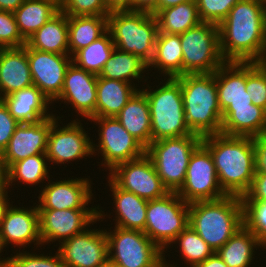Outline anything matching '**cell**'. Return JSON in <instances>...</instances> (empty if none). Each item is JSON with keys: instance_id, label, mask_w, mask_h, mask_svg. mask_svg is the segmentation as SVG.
<instances>
[{"instance_id": "ac0fdd59", "label": "cell", "mask_w": 266, "mask_h": 267, "mask_svg": "<svg viewBox=\"0 0 266 267\" xmlns=\"http://www.w3.org/2000/svg\"><path fill=\"white\" fill-rule=\"evenodd\" d=\"M55 116L35 123H20L16 127L8 146L0 155L5 171L19 160L46 153L50 128L59 118Z\"/></svg>"}, {"instance_id": "44dd1931", "label": "cell", "mask_w": 266, "mask_h": 267, "mask_svg": "<svg viewBox=\"0 0 266 267\" xmlns=\"http://www.w3.org/2000/svg\"><path fill=\"white\" fill-rule=\"evenodd\" d=\"M11 205L5 211L0 228V242L3 248L12 243L16 247H27L25 245L29 246L31 243L42 245L37 205L30 209Z\"/></svg>"}, {"instance_id": "5bb4252c", "label": "cell", "mask_w": 266, "mask_h": 267, "mask_svg": "<svg viewBox=\"0 0 266 267\" xmlns=\"http://www.w3.org/2000/svg\"><path fill=\"white\" fill-rule=\"evenodd\" d=\"M99 206L90 209L38 210L39 234L42 244L63 241L83 232L91 223L104 219ZM103 213V214H102ZM103 216V217H102Z\"/></svg>"}, {"instance_id": "836d02e7", "label": "cell", "mask_w": 266, "mask_h": 267, "mask_svg": "<svg viewBox=\"0 0 266 267\" xmlns=\"http://www.w3.org/2000/svg\"><path fill=\"white\" fill-rule=\"evenodd\" d=\"M155 16L158 33L180 35L202 22L196 0L160 10Z\"/></svg>"}, {"instance_id": "7dc6e473", "label": "cell", "mask_w": 266, "mask_h": 267, "mask_svg": "<svg viewBox=\"0 0 266 267\" xmlns=\"http://www.w3.org/2000/svg\"><path fill=\"white\" fill-rule=\"evenodd\" d=\"M256 171L266 173V132L254 137Z\"/></svg>"}, {"instance_id": "e575fe53", "label": "cell", "mask_w": 266, "mask_h": 267, "mask_svg": "<svg viewBox=\"0 0 266 267\" xmlns=\"http://www.w3.org/2000/svg\"><path fill=\"white\" fill-rule=\"evenodd\" d=\"M147 68L148 64L140 57L115 48L98 77L131 83L133 79H143L141 74Z\"/></svg>"}, {"instance_id": "d6986e66", "label": "cell", "mask_w": 266, "mask_h": 267, "mask_svg": "<svg viewBox=\"0 0 266 267\" xmlns=\"http://www.w3.org/2000/svg\"><path fill=\"white\" fill-rule=\"evenodd\" d=\"M88 178L59 180L41 189L38 210L89 209L93 193Z\"/></svg>"}, {"instance_id": "8d00e7d4", "label": "cell", "mask_w": 266, "mask_h": 267, "mask_svg": "<svg viewBox=\"0 0 266 267\" xmlns=\"http://www.w3.org/2000/svg\"><path fill=\"white\" fill-rule=\"evenodd\" d=\"M46 160L48 161L46 153H42L13 163L6 170V188L8 189L17 180L22 184L29 185H37L45 179L49 180V169Z\"/></svg>"}, {"instance_id": "6f0895ef", "label": "cell", "mask_w": 266, "mask_h": 267, "mask_svg": "<svg viewBox=\"0 0 266 267\" xmlns=\"http://www.w3.org/2000/svg\"><path fill=\"white\" fill-rule=\"evenodd\" d=\"M2 250H3V246L0 242V253H2ZM1 259H3V260H1ZM0 267H8V258L5 259V258L0 257Z\"/></svg>"}, {"instance_id": "9c48e42d", "label": "cell", "mask_w": 266, "mask_h": 267, "mask_svg": "<svg viewBox=\"0 0 266 267\" xmlns=\"http://www.w3.org/2000/svg\"><path fill=\"white\" fill-rule=\"evenodd\" d=\"M188 225L189 204L177 192L148 201L144 233L163 252Z\"/></svg>"}, {"instance_id": "f6af8a7d", "label": "cell", "mask_w": 266, "mask_h": 267, "mask_svg": "<svg viewBox=\"0 0 266 267\" xmlns=\"http://www.w3.org/2000/svg\"><path fill=\"white\" fill-rule=\"evenodd\" d=\"M19 124L10 114L8 107L0 100V155L8 146L11 136Z\"/></svg>"}, {"instance_id": "ee69618b", "label": "cell", "mask_w": 266, "mask_h": 267, "mask_svg": "<svg viewBox=\"0 0 266 267\" xmlns=\"http://www.w3.org/2000/svg\"><path fill=\"white\" fill-rule=\"evenodd\" d=\"M16 253L11 258L7 257L8 267H64L58 252L54 256L38 255L26 251Z\"/></svg>"}, {"instance_id": "30bf717a", "label": "cell", "mask_w": 266, "mask_h": 267, "mask_svg": "<svg viewBox=\"0 0 266 267\" xmlns=\"http://www.w3.org/2000/svg\"><path fill=\"white\" fill-rule=\"evenodd\" d=\"M108 258L115 267H164L163 251L142 231L105 229Z\"/></svg>"}, {"instance_id": "277c9868", "label": "cell", "mask_w": 266, "mask_h": 267, "mask_svg": "<svg viewBox=\"0 0 266 267\" xmlns=\"http://www.w3.org/2000/svg\"><path fill=\"white\" fill-rule=\"evenodd\" d=\"M181 83L186 125L201 137L219 134L222 111L214 73L184 74L176 77Z\"/></svg>"}, {"instance_id": "83f0119b", "label": "cell", "mask_w": 266, "mask_h": 267, "mask_svg": "<svg viewBox=\"0 0 266 267\" xmlns=\"http://www.w3.org/2000/svg\"><path fill=\"white\" fill-rule=\"evenodd\" d=\"M26 44L44 52L69 54L68 16L61 10L38 29Z\"/></svg>"}, {"instance_id": "f5cc1de1", "label": "cell", "mask_w": 266, "mask_h": 267, "mask_svg": "<svg viewBox=\"0 0 266 267\" xmlns=\"http://www.w3.org/2000/svg\"><path fill=\"white\" fill-rule=\"evenodd\" d=\"M8 197L9 196H8L7 188L0 191V228L2 225L5 211L8 208V206L10 205V202H8L9 201Z\"/></svg>"}, {"instance_id": "9f6ffc18", "label": "cell", "mask_w": 266, "mask_h": 267, "mask_svg": "<svg viewBox=\"0 0 266 267\" xmlns=\"http://www.w3.org/2000/svg\"><path fill=\"white\" fill-rule=\"evenodd\" d=\"M257 64L266 73V51L261 55L260 59L257 61Z\"/></svg>"}, {"instance_id": "7bdbcfd3", "label": "cell", "mask_w": 266, "mask_h": 267, "mask_svg": "<svg viewBox=\"0 0 266 267\" xmlns=\"http://www.w3.org/2000/svg\"><path fill=\"white\" fill-rule=\"evenodd\" d=\"M26 44L21 36L13 12L0 11V47L19 48Z\"/></svg>"}, {"instance_id": "816d5d0a", "label": "cell", "mask_w": 266, "mask_h": 267, "mask_svg": "<svg viewBox=\"0 0 266 267\" xmlns=\"http://www.w3.org/2000/svg\"><path fill=\"white\" fill-rule=\"evenodd\" d=\"M25 0H0V11L14 12Z\"/></svg>"}, {"instance_id": "f1b7e54d", "label": "cell", "mask_w": 266, "mask_h": 267, "mask_svg": "<svg viewBox=\"0 0 266 267\" xmlns=\"http://www.w3.org/2000/svg\"><path fill=\"white\" fill-rule=\"evenodd\" d=\"M131 84L97 76L96 117H116L138 90Z\"/></svg>"}, {"instance_id": "7c38bea8", "label": "cell", "mask_w": 266, "mask_h": 267, "mask_svg": "<svg viewBox=\"0 0 266 267\" xmlns=\"http://www.w3.org/2000/svg\"><path fill=\"white\" fill-rule=\"evenodd\" d=\"M177 194L187 203L211 201L225 197L210 151L201 143L192 153L185 182Z\"/></svg>"}, {"instance_id": "4fadbf2b", "label": "cell", "mask_w": 266, "mask_h": 267, "mask_svg": "<svg viewBox=\"0 0 266 267\" xmlns=\"http://www.w3.org/2000/svg\"><path fill=\"white\" fill-rule=\"evenodd\" d=\"M108 178L119 188L132 192L147 201L162 198L169 193L146 154L117 165L109 172Z\"/></svg>"}, {"instance_id": "603a6c76", "label": "cell", "mask_w": 266, "mask_h": 267, "mask_svg": "<svg viewBox=\"0 0 266 267\" xmlns=\"http://www.w3.org/2000/svg\"><path fill=\"white\" fill-rule=\"evenodd\" d=\"M33 85L27 58V44L0 49V100Z\"/></svg>"}, {"instance_id": "681fc988", "label": "cell", "mask_w": 266, "mask_h": 267, "mask_svg": "<svg viewBox=\"0 0 266 267\" xmlns=\"http://www.w3.org/2000/svg\"><path fill=\"white\" fill-rule=\"evenodd\" d=\"M109 13L118 11H132V0H104Z\"/></svg>"}, {"instance_id": "3957f363", "label": "cell", "mask_w": 266, "mask_h": 267, "mask_svg": "<svg viewBox=\"0 0 266 267\" xmlns=\"http://www.w3.org/2000/svg\"><path fill=\"white\" fill-rule=\"evenodd\" d=\"M189 226L214 252L218 251L244 226L242 197L226 195L217 200L190 203Z\"/></svg>"}, {"instance_id": "6da1fadb", "label": "cell", "mask_w": 266, "mask_h": 267, "mask_svg": "<svg viewBox=\"0 0 266 267\" xmlns=\"http://www.w3.org/2000/svg\"><path fill=\"white\" fill-rule=\"evenodd\" d=\"M218 28L220 51L226 62H257L266 51L263 0H240Z\"/></svg>"}, {"instance_id": "7402d4cb", "label": "cell", "mask_w": 266, "mask_h": 267, "mask_svg": "<svg viewBox=\"0 0 266 267\" xmlns=\"http://www.w3.org/2000/svg\"><path fill=\"white\" fill-rule=\"evenodd\" d=\"M214 75L222 113L227 107L252 104V98L246 90V62H225Z\"/></svg>"}, {"instance_id": "ba28073f", "label": "cell", "mask_w": 266, "mask_h": 267, "mask_svg": "<svg viewBox=\"0 0 266 267\" xmlns=\"http://www.w3.org/2000/svg\"><path fill=\"white\" fill-rule=\"evenodd\" d=\"M182 75L214 73L226 61L220 51L218 25L201 22L180 34Z\"/></svg>"}, {"instance_id": "c3c4849f", "label": "cell", "mask_w": 266, "mask_h": 267, "mask_svg": "<svg viewBox=\"0 0 266 267\" xmlns=\"http://www.w3.org/2000/svg\"><path fill=\"white\" fill-rule=\"evenodd\" d=\"M158 0H132V11L157 14Z\"/></svg>"}, {"instance_id": "60d3db41", "label": "cell", "mask_w": 266, "mask_h": 267, "mask_svg": "<svg viewBox=\"0 0 266 267\" xmlns=\"http://www.w3.org/2000/svg\"><path fill=\"white\" fill-rule=\"evenodd\" d=\"M240 0H196L202 22L219 25Z\"/></svg>"}, {"instance_id": "8992f818", "label": "cell", "mask_w": 266, "mask_h": 267, "mask_svg": "<svg viewBox=\"0 0 266 267\" xmlns=\"http://www.w3.org/2000/svg\"><path fill=\"white\" fill-rule=\"evenodd\" d=\"M162 84L153 91L141 89L149 104L152 142L192 135L186 125L181 83L176 78H168Z\"/></svg>"}, {"instance_id": "e0dca14e", "label": "cell", "mask_w": 266, "mask_h": 267, "mask_svg": "<svg viewBox=\"0 0 266 267\" xmlns=\"http://www.w3.org/2000/svg\"><path fill=\"white\" fill-rule=\"evenodd\" d=\"M27 58L33 85L54 102L63 89L65 73L72 62V56L44 52L27 45Z\"/></svg>"}, {"instance_id": "52a82bcc", "label": "cell", "mask_w": 266, "mask_h": 267, "mask_svg": "<svg viewBox=\"0 0 266 267\" xmlns=\"http://www.w3.org/2000/svg\"><path fill=\"white\" fill-rule=\"evenodd\" d=\"M201 143L202 137L193 133L153 141L146 148L145 154L169 192H178L183 186L190 157Z\"/></svg>"}, {"instance_id": "8fae6325", "label": "cell", "mask_w": 266, "mask_h": 267, "mask_svg": "<svg viewBox=\"0 0 266 267\" xmlns=\"http://www.w3.org/2000/svg\"><path fill=\"white\" fill-rule=\"evenodd\" d=\"M99 124V144L92 143L93 154L98 151L103 156L101 165L111 171L117 165L135 160L145 154L146 148L133 137L116 117L90 118ZM97 146V148H96ZM99 147V148H98ZM98 149V150H97Z\"/></svg>"}, {"instance_id": "680465c9", "label": "cell", "mask_w": 266, "mask_h": 267, "mask_svg": "<svg viewBox=\"0 0 266 267\" xmlns=\"http://www.w3.org/2000/svg\"><path fill=\"white\" fill-rule=\"evenodd\" d=\"M99 267H115V265L108 260L105 264H103Z\"/></svg>"}, {"instance_id": "1f68e13d", "label": "cell", "mask_w": 266, "mask_h": 267, "mask_svg": "<svg viewBox=\"0 0 266 267\" xmlns=\"http://www.w3.org/2000/svg\"><path fill=\"white\" fill-rule=\"evenodd\" d=\"M108 30V16L68 17L69 55L87 47ZM72 53V54H71Z\"/></svg>"}, {"instance_id": "db71d44e", "label": "cell", "mask_w": 266, "mask_h": 267, "mask_svg": "<svg viewBox=\"0 0 266 267\" xmlns=\"http://www.w3.org/2000/svg\"><path fill=\"white\" fill-rule=\"evenodd\" d=\"M190 1H195V0H158V7H157V13L160 10L173 7L182 3H187Z\"/></svg>"}, {"instance_id": "f907efd6", "label": "cell", "mask_w": 266, "mask_h": 267, "mask_svg": "<svg viewBox=\"0 0 266 267\" xmlns=\"http://www.w3.org/2000/svg\"><path fill=\"white\" fill-rule=\"evenodd\" d=\"M195 267H228L227 264L214 252L210 257L198 263Z\"/></svg>"}, {"instance_id": "94428289", "label": "cell", "mask_w": 266, "mask_h": 267, "mask_svg": "<svg viewBox=\"0 0 266 267\" xmlns=\"http://www.w3.org/2000/svg\"><path fill=\"white\" fill-rule=\"evenodd\" d=\"M52 1H54L59 6H61L64 2V0H52Z\"/></svg>"}, {"instance_id": "b9f144b4", "label": "cell", "mask_w": 266, "mask_h": 267, "mask_svg": "<svg viewBox=\"0 0 266 267\" xmlns=\"http://www.w3.org/2000/svg\"><path fill=\"white\" fill-rule=\"evenodd\" d=\"M60 10L71 16H108L104 0H64Z\"/></svg>"}, {"instance_id": "484cf974", "label": "cell", "mask_w": 266, "mask_h": 267, "mask_svg": "<svg viewBox=\"0 0 266 267\" xmlns=\"http://www.w3.org/2000/svg\"><path fill=\"white\" fill-rule=\"evenodd\" d=\"M116 118L145 148L151 144L149 104L145 93L141 89L133 94Z\"/></svg>"}, {"instance_id": "2e32d148", "label": "cell", "mask_w": 266, "mask_h": 267, "mask_svg": "<svg viewBox=\"0 0 266 267\" xmlns=\"http://www.w3.org/2000/svg\"><path fill=\"white\" fill-rule=\"evenodd\" d=\"M58 120L60 119L52 124L48 134L46 149L48 162L65 164V162L93 155V141L83 129L81 122L73 120L59 128Z\"/></svg>"}, {"instance_id": "7a4b0ae2", "label": "cell", "mask_w": 266, "mask_h": 267, "mask_svg": "<svg viewBox=\"0 0 266 267\" xmlns=\"http://www.w3.org/2000/svg\"><path fill=\"white\" fill-rule=\"evenodd\" d=\"M202 144L210 151L222 190L243 197L256 171L254 137L219 133L202 137Z\"/></svg>"}, {"instance_id": "5b68a950", "label": "cell", "mask_w": 266, "mask_h": 267, "mask_svg": "<svg viewBox=\"0 0 266 267\" xmlns=\"http://www.w3.org/2000/svg\"><path fill=\"white\" fill-rule=\"evenodd\" d=\"M108 31L116 49L150 63L159 32L155 15L139 11L112 12L108 15Z\"/></svg>"}, {"instance_id": "cb8c5ba5", "label": "cell", "mask_w": 266, "mask_h": 267, "mask_svg": "<svg viewBox=\"0 0 266 267\" xmlns=\"http://www.w3.org/2000/svg\"><path fill=\"white\" fill-rule=\"evenodd\" d=\"M1 100L19 123H35L53 115L47 113L48 105L53 102L35 85L16 91Z\"/></svg>"}, {"instance_id": "bcb514c9", "label": "cell", "mask_w": 266, "mask_h": 267, "mask_svg": "<svg viewBox=\"0 0 266 267\" xmlns=\"http://www.w3.org/2000/svg\"><path fill=\"white\" fill-rule=\"evenodd\" d=\"M242 201L266 202V173L255 172L251 186L242 197Z\"/></svg>"}, {"instance_id": "6125c7cd", "label": "cell", "mask_w": 266, "mask_h": 267, "mask_svg": "<svg viewBox=\"0 0 266 267\" xmlns=\"http://www.w3.org/2000/svg\"><path fill=\"white\" fill-rule=\"evenodd\" d=\"M264 7L266 9V0H263Z\"/></svg>"}, {"instance_id": "d4e9b609", "label": "cell", "mask_w": 266, "mask_h": 267, "mask_svg": "<svg viewBox=\"0 0 266 267\" xmlns=\"http://www.w3.org/2000/svg\"><path fill=\"white\" fill-rule=\"evenodd\" d=\"M265 132L266 111L253 103L249 106L227 107L222 113V134L256 137Z\"/></svg>"}, {"instance_id": "91938a15", "label": "cell", "mask_w": 266, "mask_h": 267, "mask_svg": "<svg viewBox=\"0 0 266 267\" xmlns=\"http://www.w3.org/2000/svg\"><path fill=\"white\" fill-rule=\"evenodd\" d=\"M176 266H177V264L174 266V263H173V265L172 264L170 265V263L167 264V261H166L165 256H164V267H176Z\"/></svg>"}, {"instance_id": "11a10c76", "label": "cell", "mask_w": 266, "mask_h": 267, "mask_svg": "<svg viewBox=\"0 0 266 267\" xmlns=\"http://www.w3.org/2000/svg\"><path fill=\"white\" fill-rule=\"evenodd\" d=\"M6 188V171L0 157V191Z\"/></svg>"}, {"instance_id": "4316f807", "label": "cell", "mask_w": 266, "mask_h": 267, "mask_svg": "<svg viewBox=\"0 0 266 267\" xmlns=\"http://www.w3.org/2000/svg\"><path fill=\"white\" fill-rule=\"evenodd\" d=\"M108 183L116 207L115 226L144 232L148 201L119 188L110 178Z\"/></svg>"}, {"instance_id": "74e56055", "label": "cell", "mask_w": 266, "mask_h": 267, "mask_svg": "<svg viewBox=\"0 0 266 267\" xmlns=\"http://www.w3.org/2000/svg\"><path fill=\"white\" fill-rule=\"evenodd\" d=\"M176 242H179L180 254L184 262H187L190 267H195L214 253L189 225L174 239L173 244Z\"/></svg>"}, {"instance_id": "d6a6232c", "label": "cell", "mask_w": 266, "mask_h": 267, "mask_svg": "<svg viewBox=\"0 0 266 267\" xmlns=\"http://www.w3.org/2000/svg\"><path fill=\"white\" fill-rule=\"evenodd\" d=\"M258 246L257 237L244 225L216 253L228 267H250Z\"/></svg>"}, {"instance_id": "f35d334b", "label": "cell", "mask_w": 266, "mask_h": 267, "mask_svg": "<svg viewBox=\"0 0 266 267\" xmlns=\"http://www.w3.org/2000/svg\"><path fill=\"white\" fill-rule=\"evenodd\" d=\"M244 225L257 237L260 248L266 247V202L243 201Z\"/></svg>"}, {"instance_id": "f546056e", "label": "cell", "mask_w": 266, "mask_h": 267, "mask_svg": "<svg viewBox=\"0 0 266 267\" xmlns=\"http://www.w3.org/2000/svg\"><path fill=\"white\" fill-rule=\"evenodd\" d=\"M59 11L60 6L52 0H25L13 14L21 36L27 41Z\"/></svg>"}, {"instance_id": "4dcf8cb0", "label": "cell", "mask_w": 266, "mask_h": 267, "mask_svg": "<svg viewBox=\"0 0 266 267\" xmlns=\"http://www.w3.org/2000/svg\"><path fill=\"white\" fill-rule=\"evenodd\" d=\"M182 57L180 35L158 33L148 68H158L168 78H176L182 76Z\"/></svg>"}, {"instance_id": "9a60e30c", "label": "cell", "mask_w": 266, "mask_h": 267, "mask_svg": "<svg viewBox=\"0 0 266 267\" xmlns=\"http://www.w3.org/2000/svg\"><path fill=\"white\" fill-rule=\"evenodd\" d=\"M58 253L64 267H99L108 258L105 230H87L60 243Z\"/></svg>"}, {"instance_id": "ab89813d", "label": "cell", "mask_w": 266, "mask_h": 267, "mask_svg": "<svg viewBox=\"0 0 266 267\" xmlns=\"http://www.w3.org/2000/svg\"><path fill=\"white\" fill-rule=\"evenodd\" d=\"M246 90L252 103L266 111V73L257 62H246Z\"/></svg>"}, {"instance_id": "ffe728a7", "label": "cell", "mask_w": 266, "mask_h": 267, "mask_svg": "<svg viewBox=\"0 0 266 267\" xmlns=\"http://www.w3.org/2000/svg\"><path fill=\"white\" fill-rule=\"evenodd\" d=\"M96 86L97 75L71 62L65 73L63 89L54 101L64 100L71 103L79 115L89 120L96 118Z\"/></svg>"}, {"instance_id": "d590c367", "label": "cell", "mask_w": 266, "mask_h": 267, "mask_svg": "<svg viewBox=\"0 0 266 267\" xmlns=\"http://www.w3.org/2000/svg\"><path fill=\"white\" fill-rule=\"evenodd\" d=\"M115 45L110 32L107 30L101 37L78 50L72 56V62L90 73L99 75L106 61L111 57Z\"/></svg>"}]
</instances>
